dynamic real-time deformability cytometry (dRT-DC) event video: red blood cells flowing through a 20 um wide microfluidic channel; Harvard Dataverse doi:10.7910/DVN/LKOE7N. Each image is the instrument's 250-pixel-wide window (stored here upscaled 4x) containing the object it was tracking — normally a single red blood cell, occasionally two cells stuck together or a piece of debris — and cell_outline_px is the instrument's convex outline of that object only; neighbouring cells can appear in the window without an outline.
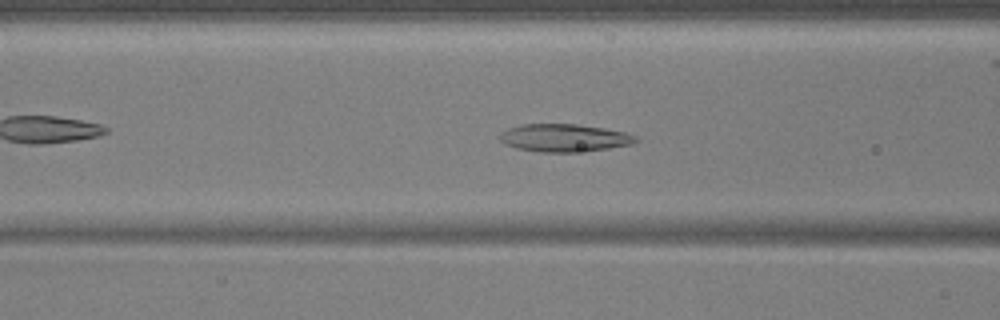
{"species": "common noctule bat (a hibernating species)", "species_latin": "Nyctalus noctula", "temperature_condition": "warm", "stored_images_in_passage": 38, "camera_frame_rate_fps": 3000, "um_per_image_px": 0.085, "animal": {"sex": "male", "body_mass_g": 17.9, "forearm_length_mm": 54.2}, "frame": {"image": 1, "passage_image": 6, "time_ms": 1.667, "image_size_px": [1000, 320], "cell_outline_px": [[640, 140], [632, 144], [608, 148], [572, 152], [540, 152], [516, 148], [504, 144], [500, 140], [500, 132], [508, 128], [524, 124], [576, 124], [604, 128], [624, 132], [636, 136]], "centroid_in_image_um": [47.94, 11.71], "position_along_channel_um": 118.7, "area_um2": 21.91}}
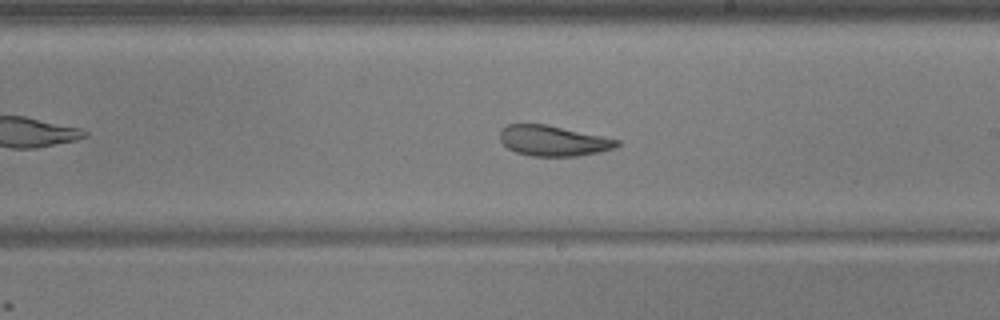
{"frame": {"image": 2, "passage_image": 16, "time_ms": 5.0, "image_size_px": [1000, 320], "cell_outline_px": [[620, 144], [612, 148], [596, 152], [576, 156], [532, 156], [516, 152], [508, 148], [500, 140], [500, 128], [508, 124], [544, 124], [620, 140]], "centroid_in_image_um": [46.96, 11.96], "position_along_channel_um": 242.0, "area_um2": 20.4}}
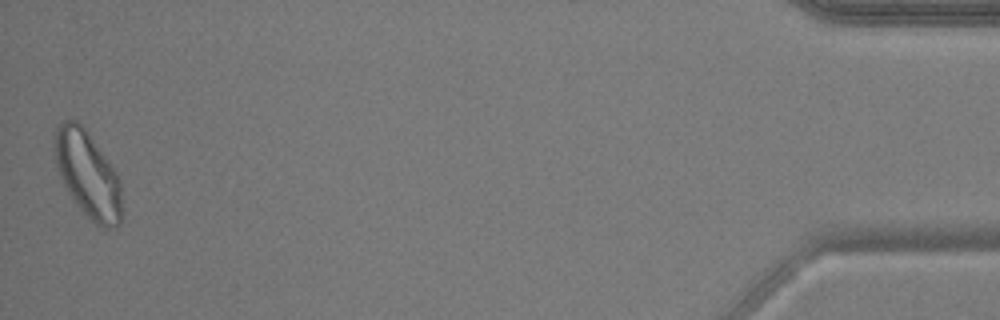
{"frame": {"image": 3, "passage_image": 38, "time_ms": 12.333, "image_size_px": [1000, 320], "cell_outline_px": [[120, 224], [116, 228], [104, 228], [96, 224], [76, 204], [64, 184], [60, 176], [56, 164], [52, 140], [56, 128], [64, 120], [76, 120], [84, 128], [116, 172], [120, 184]], "centroid_in_image_um": [7.42, 14.81], "position_along_channel_um": 427.8, "area_um2": 33.18}, "authors_computed_cell_mechanics": {"area_um2": 22.3108, "velocity_mm_per_s": 3.7061, "shape_relaxation_time_tau1_ms": null, "shape_relaxation_time_tau2_ms": 3.2197, "deformation_change_tau1": null, "deformation_change_tau2": 0.1094}}